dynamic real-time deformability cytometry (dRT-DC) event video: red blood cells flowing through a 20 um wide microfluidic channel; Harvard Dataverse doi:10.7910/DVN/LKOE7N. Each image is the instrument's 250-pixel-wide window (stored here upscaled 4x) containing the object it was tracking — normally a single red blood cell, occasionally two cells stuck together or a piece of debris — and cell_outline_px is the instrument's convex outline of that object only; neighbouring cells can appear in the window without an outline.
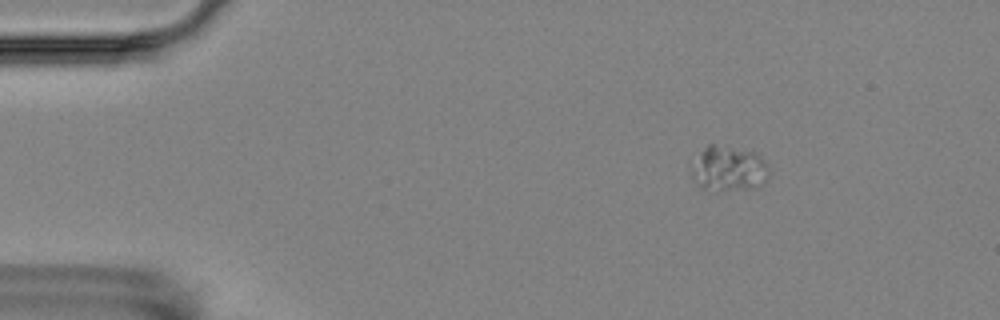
{"species": "Egyptian fruit bat (a non-hibernating species)", "species_latin": "Rousettus aegyptiacus", "temperature_condition": "room temperature", "stored_images_in_passage": 6, "camera_frame_rate_fps": 3000, "um_per_image_px": 0.085, "animal": {"sex": "female"}, "frame": {"image": 1, "passage_image": 6, "time_ms": 6.667, "image_size_px": [1000, 320], "cell_outline_px": [[768, 176], [760, 184], [748, 188], [716, 192], [700, 188], [692, 176], [692, 172], [704, 148], [708, 144], [712, 144], [756, 152], [768, 164]], "centroid_in_image_um": [61.96, 14.36], "position_along_channel_um": 23.0, "area_um2": 19.94}}